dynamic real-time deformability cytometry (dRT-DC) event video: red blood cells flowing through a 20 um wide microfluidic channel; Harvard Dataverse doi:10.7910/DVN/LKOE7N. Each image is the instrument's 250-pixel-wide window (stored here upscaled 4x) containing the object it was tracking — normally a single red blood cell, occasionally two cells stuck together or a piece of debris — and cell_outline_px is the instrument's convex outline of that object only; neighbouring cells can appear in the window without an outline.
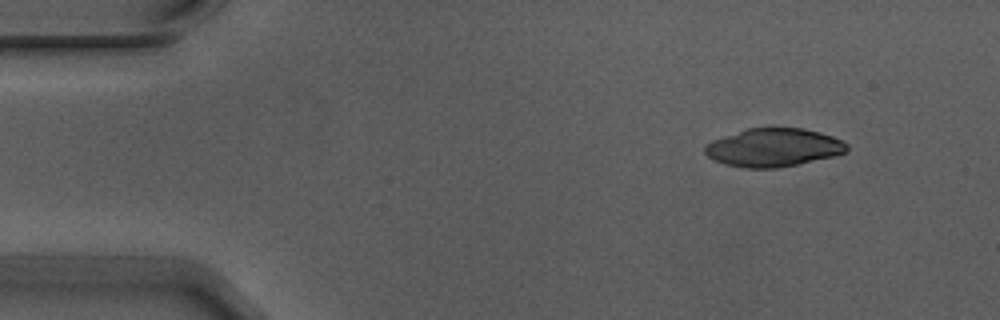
{"species": "Egyptian fruit bat (a non-hibernating species)", "species_latin": "Rousettus aegyptiacus", "temperature_condition": "warm", "stored_images_in_passage": 2, "camera_frame_rate_fps": 3000, "um_per_image_px": 0.085, "animal": {"sex": "male"}, "frame": {"image": 1, "passage_image": 2, "time_ms": 0.333, "image_size_px": [1000, 320], "cell_outline_px": [[848, 152], [832, 156], [796, 164], [776, 168], [744, 168], [724, 164], [712, 160], [704, 152], [704, 144], [712, 140], [748, 128], [804, 128], [820, 132], [844, 140], [848, 144]], "centroid_in_image_um": [65.74, 12.54], "position_along_channel_um": 19.3, "area_um2": 31.73}}